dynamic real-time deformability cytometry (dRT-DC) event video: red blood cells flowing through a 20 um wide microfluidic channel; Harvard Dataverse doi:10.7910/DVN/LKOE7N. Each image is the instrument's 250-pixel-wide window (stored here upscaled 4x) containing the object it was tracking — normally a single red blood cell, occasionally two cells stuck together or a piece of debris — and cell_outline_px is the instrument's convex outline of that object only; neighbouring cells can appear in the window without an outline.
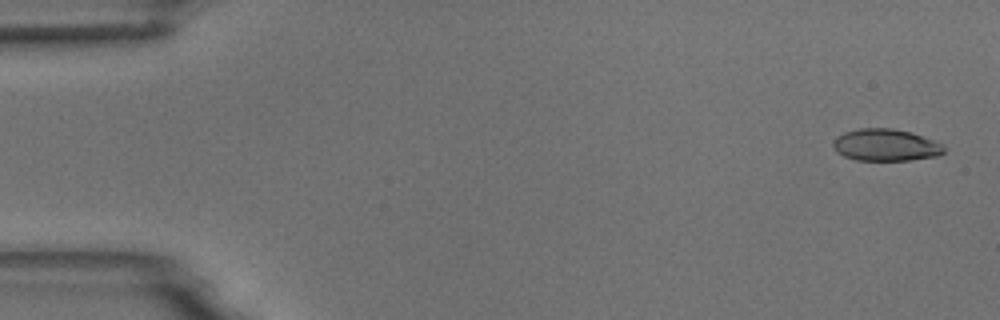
{"species": "common noctule bat (a hibernating species)", "species_latin": "Nyctalus noctula", "temperature_condition": "room temperature", "stored_images_in_passage": 6, "segment_of_instrument_passage": [1, 2], "camera_frame_rate_fps": 3000, "um_per_image_px": 0.085, "animal": {"sex": "male", "body_mass_g": 18.8}, "frame": {"image": 1, "passage_image": 1, "time_ms": 0.0, "image_size_px": [1000, 320], "cell_outline_px": [[944, 152], [940, 156], [912, 160], [856, 160], [844, 156], [836, 152], [832, 144], [832, 140], [836, 136], [844, 132], [860, 128], [892, 128], [908, 132], [944, 144]], "centroid_in_image_um": [75.26, 12.33], "position_along_channel_um": 9.7, "area_um2": 20.75}}